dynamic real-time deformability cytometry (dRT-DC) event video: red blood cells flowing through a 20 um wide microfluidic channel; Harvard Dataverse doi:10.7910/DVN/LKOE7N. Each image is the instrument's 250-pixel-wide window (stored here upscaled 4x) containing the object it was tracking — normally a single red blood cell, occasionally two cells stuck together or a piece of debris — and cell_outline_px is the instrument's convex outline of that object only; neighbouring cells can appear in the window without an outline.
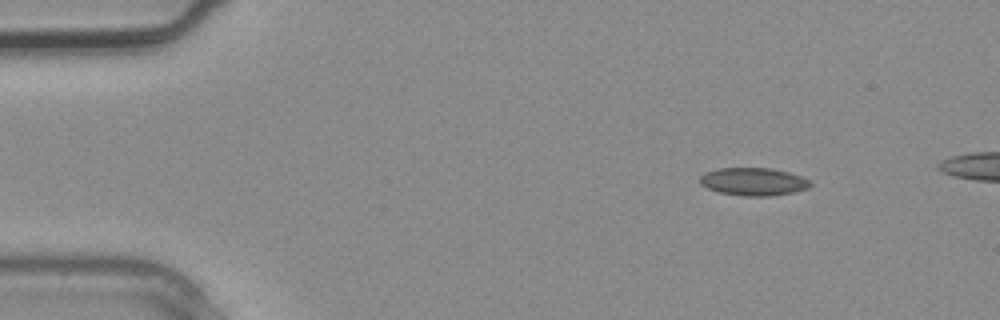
{"species": "common noctule bat (a hibernating species)", "species_latin": "Nyctalus noctula", "temperature_condition": "warm", "stored_images_in_passage": 3, "camera_frame_rate_fps": 3000, "um_per_image_px": 0.085, "animal": {"sex": "male", "body_mass_g": 20.4}, "frame": {"image": 1, "passage_image": 1, "time_ms": 0.0, "image_size_px": [1000, 320], "cell_outline_px": [[812, 184], [808, 188], [792, 192], [772, 196], [740, 196], [720, 192], [708, 188], [700, 184], [700, 176], [704, 172], [716, 168], [772, 168], [788, 172], [800, 176], [808, 180]], "centroid_in_image_um": [64.01, 15.43], "position_along_channel_um": 21.0, "area_um2": 17.92}}